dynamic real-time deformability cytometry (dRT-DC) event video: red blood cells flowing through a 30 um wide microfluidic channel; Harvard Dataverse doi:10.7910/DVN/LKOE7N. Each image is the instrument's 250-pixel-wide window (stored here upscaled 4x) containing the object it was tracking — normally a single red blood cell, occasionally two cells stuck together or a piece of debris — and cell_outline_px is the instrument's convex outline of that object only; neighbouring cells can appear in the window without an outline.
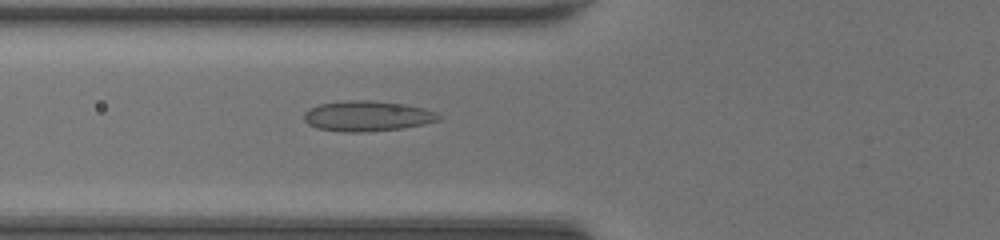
{"species": "common noctule bat (a hibernating species)", "species_latin": "Nyctalus noctula", "temperature_condition": "room temperature", "stored_images_in_passage": 10, "camera_frame_rate_fps": 3000, "um_per_image_px": 0.085, "animal": {"sex": "female", "body_mass_g": 20.0, "forearm_length_mm": 54.0}, "frame": {"image": 1, "passage_image": 9, "time_ms": 2.667, "image_size_px": [1000, 240], "cell_outline_px": [[444, 116], [440, 120], [424, 124], [400, 128], [360, 132], [340, 132], [316, 128], [308, 124], [304, 120], [304, 112], [308, 108], [320, 104], [348, 100], [372, 100], [404, 104], [424, 108], [436, 112]], "centroid_in_image_um": [31.21, 9.86], "position_along_channel_um": 94.6, "area_um2": 23.99}}